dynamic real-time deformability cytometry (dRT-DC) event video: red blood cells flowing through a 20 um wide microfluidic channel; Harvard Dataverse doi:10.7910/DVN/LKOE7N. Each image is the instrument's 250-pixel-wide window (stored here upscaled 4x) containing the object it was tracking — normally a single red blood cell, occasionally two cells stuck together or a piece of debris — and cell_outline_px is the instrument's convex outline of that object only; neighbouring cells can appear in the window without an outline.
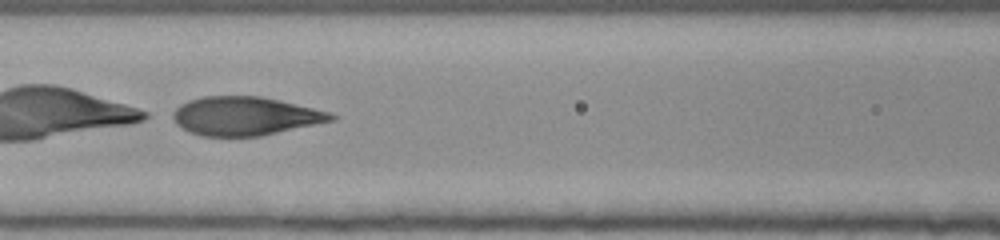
{"species": "human", "species_latin": "Homo sapiens", "temperature_condition": "room temperature", "stored_images_in_passage": 51, "camera_frame_rate_fps": 3000, "um_per_image_px": 0.085, "donor": {"sex": "female"}, "frame": {"image": 1, "passage_image": 24, "time_ms": 7.667, "image_size_px": [1000, 240], "cell_outline_px": [[340, 116], [336, 120], [260, 136], [200, 136], [188, 132], [176, 124], [172, 116], [172, 112], [180, 104], [188, 100], [204, 96], [260, 96], [280, 100], [332, 112]], "centroid_in_image_um": [20.86, 9.86], "position_along_channel_um": 145.7, "area_um2": 35.95}}
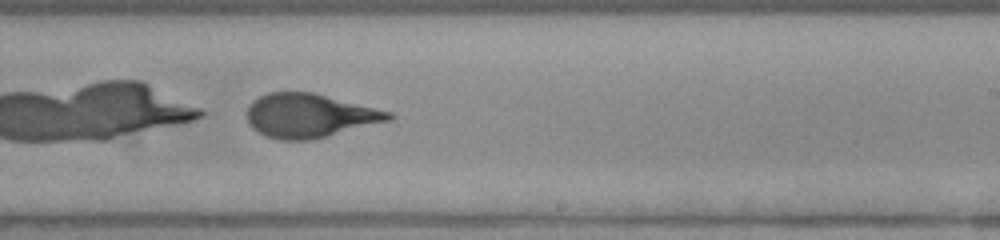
{"frame": {"image": 2, "passage_image": 33, "time_ms": 10.667, "image_size_px": [1000, 240], "cell_outline_px": [[396, 116], [392, 120], [308, 140], [280, 140], [268, 136], [252, 128], [248, 120], [248, 108], [252, 100], [268, 92], [312, 92], [392, 112]], "centroid_in_image_um": [26.32, 9.82], "position_along_channel_um": 262.7, "area_um2": 35.84}}
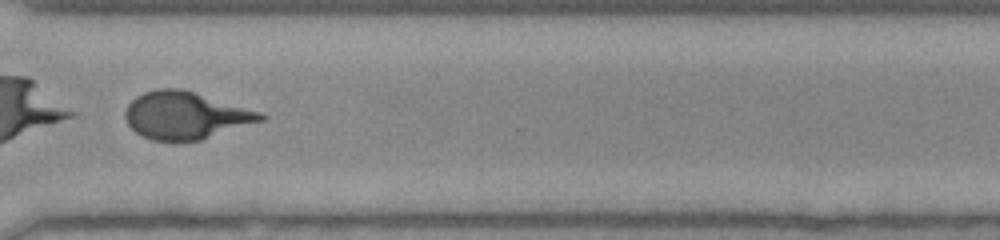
{"frame": {"image": 3, "passage_image": 40, "time_ms": 13.0, "image_size_px": [1000, 240], "cell_outline_px": [[268, 116], [264, 120], [200, 140], [152, 140], [136, 132], [128, 124], [124, 116], [124, 112], [128, 104], [136, 96], [144, 92], [160, 88], [180, 88], [264, 112]], "centroid_in_image_um": [15.8, 9.79], "position_along_channel_um": 354.8, "area_um2": 37.22}}